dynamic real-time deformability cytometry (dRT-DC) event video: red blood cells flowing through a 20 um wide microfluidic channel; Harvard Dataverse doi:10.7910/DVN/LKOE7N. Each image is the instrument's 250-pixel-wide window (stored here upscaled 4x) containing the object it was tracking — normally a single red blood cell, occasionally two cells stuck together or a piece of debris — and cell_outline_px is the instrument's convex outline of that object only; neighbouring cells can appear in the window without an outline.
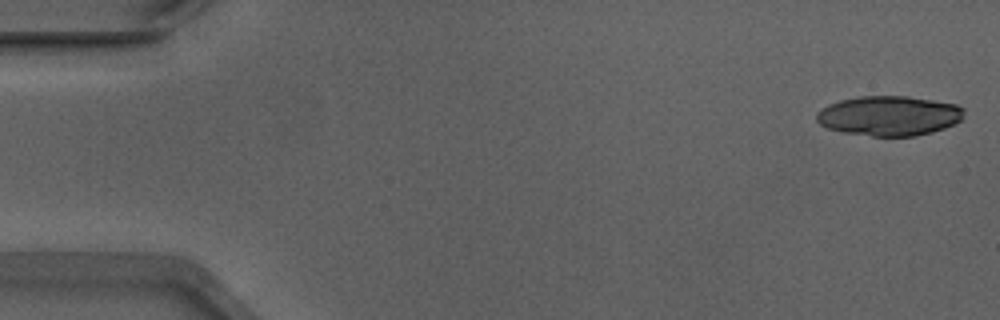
{"species": "Egyptian fruit bat (a non-hibernating species)", "species_latin": "Rousettus aegyptiacus", "temperature_condition": "warm", "stored_images_in_passage": 18, "camera_frame_rate_fps": 3000, "um_per_image_px": 0.085, "animal": {"sex": "male"}, "frame": {"image": 1, "passage_image": 1, "time_ms": 0.0, "image_size_px": [1000, 320], "cell_outline_px": [[964, 112], [960, 120], [944, 128], [932, 132], [916, 136], [872, 136], [844, 132], [828, 128], [820, 124], [816, 120], [816, 112], [828, 104], [840, 100], [860, 96], [908, 96], [956, 104], [964, 108]], "centroid_in_image_um": [75.55, 9.84], "position_along_channel_um": 9.4, "area_um2": 34.16}}